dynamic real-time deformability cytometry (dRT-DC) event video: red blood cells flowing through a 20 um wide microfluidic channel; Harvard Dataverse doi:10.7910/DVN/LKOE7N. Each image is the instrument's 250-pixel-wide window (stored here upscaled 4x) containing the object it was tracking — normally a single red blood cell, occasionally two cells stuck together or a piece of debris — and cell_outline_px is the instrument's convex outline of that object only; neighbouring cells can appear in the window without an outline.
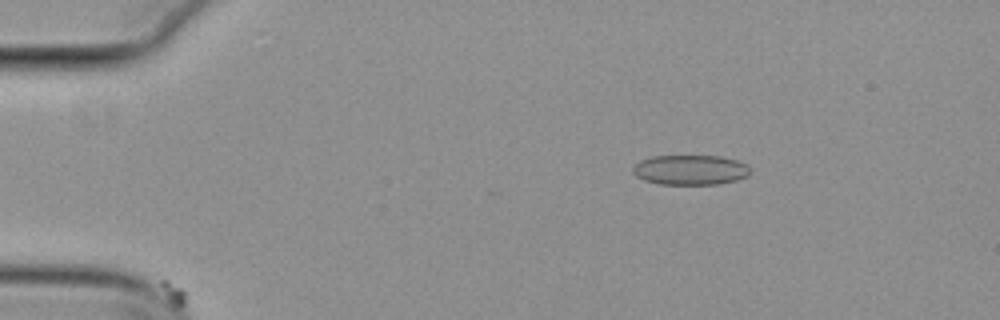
{"species": "common noctule bat (a hibernating species)", "species_latin": "Nyctalus noctula", "temperature_condition": "cold", "stored_images_in_passage": 11, "camera_frame_rate_fps": 3000, "um_per_image_px": 0.085, "animal": {"sex": "female", "body_mass_g": 29.2, "forearm_length_mm": 56.3}, "frame": {"image": 1, "passage_image": 10, "time_ms": 3.0, "image_size_px": [1000, 320], "cell_outline_px": [[748, 176], [736, 180], [720, 184], [660, 184], [644, 180], [636, 176], [632, 172], [632, 164], [640, 160], [652, 156], [720, 156], [736, 160], [748, 164]], "centroid_in_image_um": [58.64, 14.44], "position_along_channel_um": 26.4, "area_um2": 20.58}}